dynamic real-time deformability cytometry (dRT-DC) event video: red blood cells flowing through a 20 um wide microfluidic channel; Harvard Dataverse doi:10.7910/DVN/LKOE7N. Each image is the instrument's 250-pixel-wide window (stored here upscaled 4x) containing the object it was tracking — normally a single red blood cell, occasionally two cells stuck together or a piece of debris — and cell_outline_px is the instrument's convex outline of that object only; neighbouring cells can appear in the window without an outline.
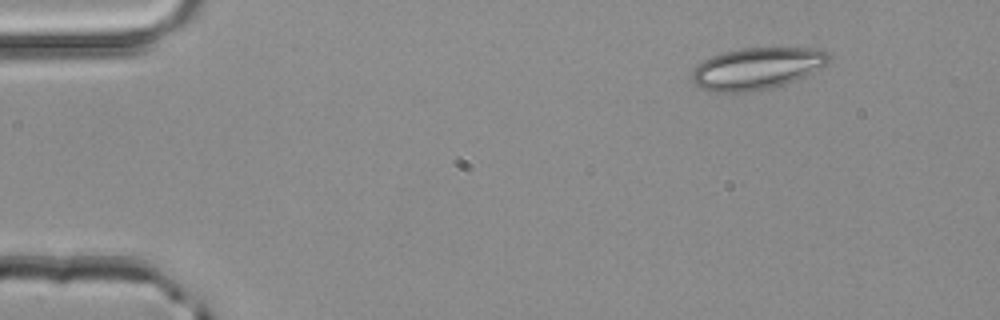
{"species": "common noctule bat (a hibernating species)", "species_latin": "Nyctalus noctula", "temperature_condition": "room temperature", "stored_images_in_passage": 3, "camera_frame_rate_fps": 3000, "um_per_image_px": 0.085, "animal": {"sex": "male", "body_mass_g": 20.4}, "frame": {"image": 1, "passage_image": 1, "time_ms": 0.0, "image_size_px": [1000, 320], "cell_outline_px": [[832, 60], [828, 64], [796, 80], [772, 88], [744, 92], [712, 92], [700, 88], [692, 80], [692, 72], [704, 60], [712, 56], [724, 52], [740, 48], [824, 48], [832, 56]], "centroid_in_image_um": [64.4, 5.81], "position_along_channel_um": 20.6, "area_um2": 33.47}}